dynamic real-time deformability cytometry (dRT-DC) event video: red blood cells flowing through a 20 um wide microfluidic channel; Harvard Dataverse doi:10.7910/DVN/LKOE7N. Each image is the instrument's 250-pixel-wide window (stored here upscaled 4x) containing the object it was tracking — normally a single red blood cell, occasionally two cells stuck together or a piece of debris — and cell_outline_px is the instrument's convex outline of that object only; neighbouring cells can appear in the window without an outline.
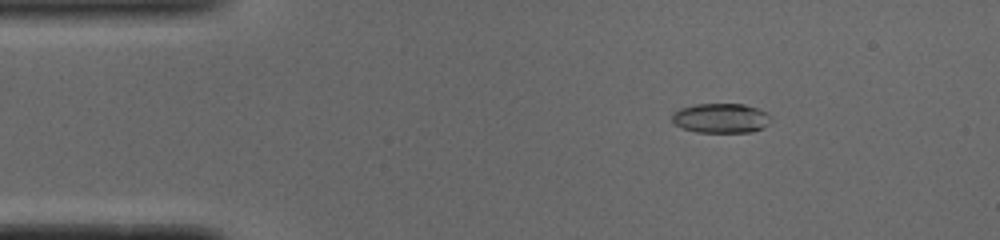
{"species": "common noctule bat (a hibernating species)", "species_latin": "Nyctalus noctula", "temperature_condition": "cold", "stored_images_in_passage": 47, "camera_frame_rate_fps": 3000, "um_per_image_px": 0.085, "animal": {"sex": "male", "body_mass_g": 19.0, "forearm_length_mm": 50.8}, "frame": {"image": 1, "passage_image": 3, "time_ms": 0.667, "image_size_px": [1000, 240], "cell_outline_px": [[772, 116], [768, 124], [752, 132], [696, 132], [684, 128], [676, 124], [672, 120], [672, 112], [680, 108], [696, 104], [744, 104], [768, 112]], "centroid_in_image_um": [61.29, 10.03], "position_along_channel_um": 23.7, "area_um2": 17.05}}
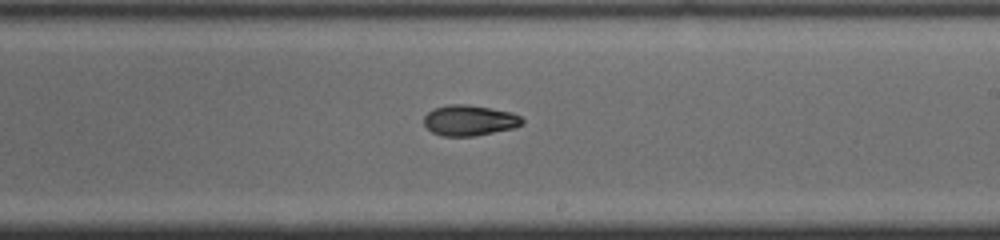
{"frame": {"image": 2, "passage_image": 25, "time_ms": 8.0, "image_size_px": [1000, 240], "cell_outline_px": [[524, 120], [520, 124], [512, 128], [472, 136], [444, 136], [432, 132], [424, 124], [424, 116], [432, 108], [448, 104], [464, 104], [512, 112], [520, 116]], "centroid_in_image_um": [39.85, 10.22], "position_along_channel_um": 249.1, "area_um2": 17.28}}
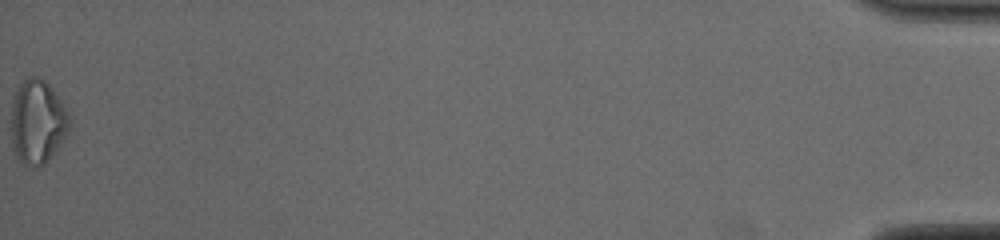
{"frame": {"image": 3, "passage_image": 47, "time_ms": 15.333, "image_size_px": [1000, 240], "cell_outline_px": [[72, 120], [68, 132], [44, 164], [36, 168], [20, 160], [12, 144], [12, 100], [20, 84], [28, 76], [40, 76], [52, 88], [68, 112]], "centroid_in_image_um": [3.2, 10.31], "position_along_channel_um": 432.0, "area_um2": 28.09}, "authors_computed_cell_mechanics": {"area_um2": 17.5712, "velocity_mm_per_s": 3.9185, "shape_relaxation_time_tau1_ms": 5.6983, "shape_relaxation_time_tau2_ms": 4.5069, "deformation_change_tau1": 0.1879, "deformation_change_tau2": 0.091}}